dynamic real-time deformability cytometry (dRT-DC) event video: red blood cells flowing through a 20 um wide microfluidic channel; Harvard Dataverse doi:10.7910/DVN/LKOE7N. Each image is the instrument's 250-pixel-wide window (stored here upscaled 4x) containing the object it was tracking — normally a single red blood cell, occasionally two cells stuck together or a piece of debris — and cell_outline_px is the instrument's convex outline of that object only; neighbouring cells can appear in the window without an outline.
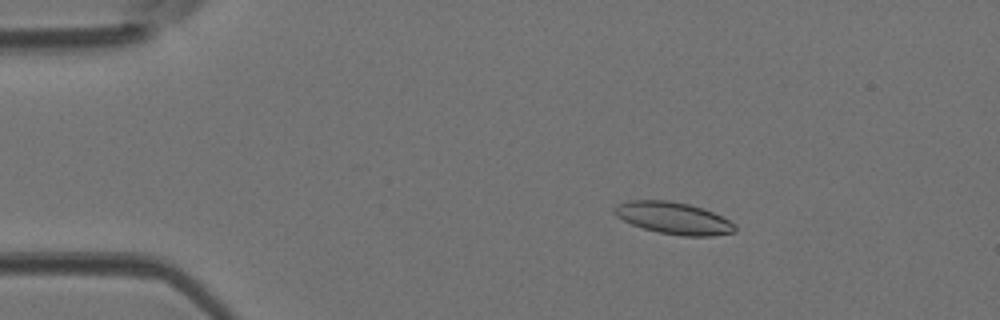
{"species": "Egyptian fruit bat (a non-hibernating species)", "species_latin": "Rousettus aegyptiacus", "temperature_condition": "room temperature", "stored_images_in_passage": 46, "camera_frame_rate_fps": 3000, "um_per_image_px": 0.085, "animal": {"sex": "female"}, "frame": {"image": 1, "passage_image": 8, "time_ms": 2.333, "image_size_px": [1000, 320], "cell_outline_px": [[736, 232], [712, 236], [680, 236], [660, 232], [644, 228], [632, 224], [616, 216], [612, 212], [612, 208], [616, 204], [628, 200], [668, 200], [688, 204], [712, 212], [736, 224]], "centroid_in_image_um": [57.22, 18.54], "position_along_channel_um": 27.8, "area_um2": 22.43}}
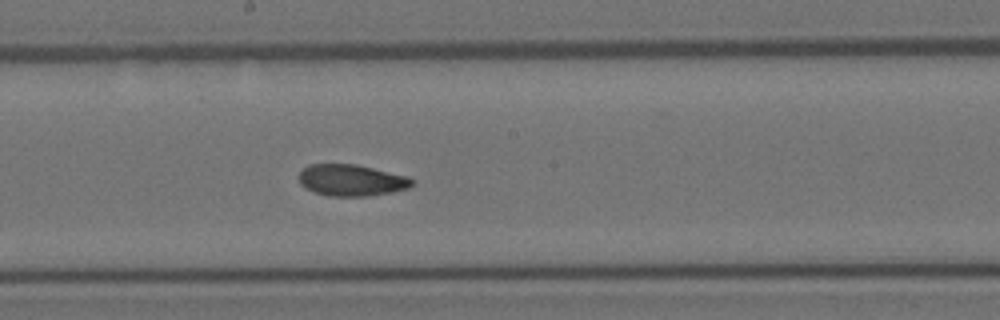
{"frame": {"image": 2, "passage_image": 25, "time_ms": 8.0, "image_size_px": [1000, 320], "cell_outline_px": [[416, 184], [408, 188], [392, 192], [368, 196], [328, 196], [316, 192], [300, 184], [300, 172], [308, 164], [356, 164], [408, 176], [416, 180]], "centroid_in_image_um": [29.94, 15.32], "position_along_channel_um": 218.3, "area_um2": 20.81}}
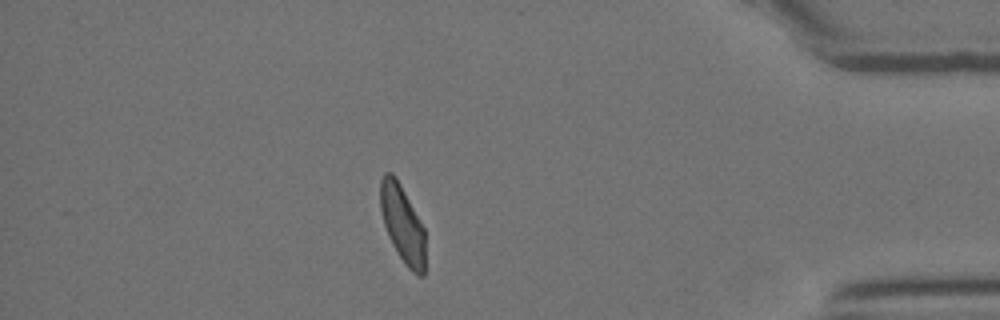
{"frame": {"image": 3, "passage_image": 40, "time_ms": 13.0, "image_size_px": [1000, 320], "cell_outline_px": [[424, 276], [420, 276], [412, 272], [408, 268], [392, 244], [388, 236], [384, 224], [380, 208], [380, 180], [384, 172], [392, 172], [396, 176], [424, 228]], "centroid_in_image_um": [34.19, 19.0], "position_along_channel_um": 401.0, "area_um2": 20.11}}